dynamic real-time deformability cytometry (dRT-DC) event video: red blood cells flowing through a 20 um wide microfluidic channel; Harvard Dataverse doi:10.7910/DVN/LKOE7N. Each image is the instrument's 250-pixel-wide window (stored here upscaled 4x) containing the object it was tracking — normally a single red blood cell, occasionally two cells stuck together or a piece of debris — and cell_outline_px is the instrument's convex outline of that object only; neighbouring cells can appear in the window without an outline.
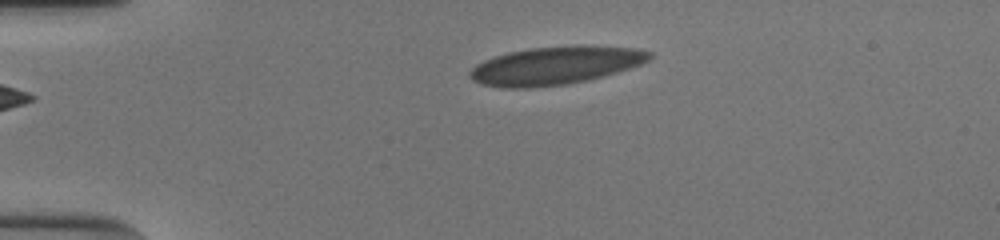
{"species": "human", "species_latin": "Homo sapiens", "temperature_condition": "cold", "stored_images_in_passage": 42, "camera_frame_rate_fps": 3000, "um_per_image_px": 0.085, "donor": {"sex": "male"}, "frame": {"image": 1, "passage_image": 1, "time_ms": 0.0, "image_size_px": [1000, 240], "cell_outline_px": [[652, 56], [648, 60], [640, 64], [604, 76], [588, 80], [568, 84], [528, 88], [504, 88], [480, 84], [472, 80], [468, 76], [468, 72], [476, 64], [484, 60], [508, 52], [532, 48], [576, 44], [588, 44], [636, 48], [652, 52]], "centroid_in_image_um": [47.21, 5.56], "position_along_channel_um": 37.8, "area_um2": 40.29}}
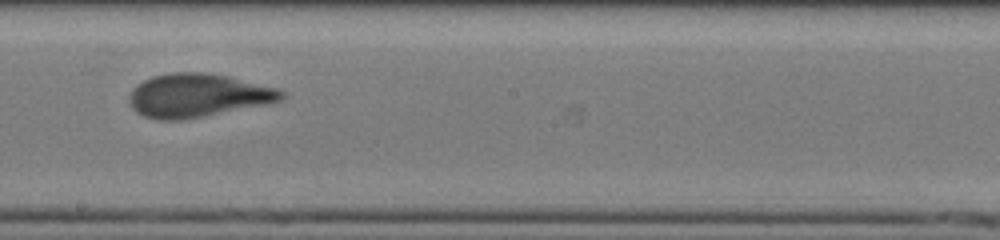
{"frame": {"image": 2, "passage_image": 20, "time_ms": 6.333, "image_size_px": [1000, 240], "cell_outline_px": [[284, 96], [280, 100], [264, 104], [184, 120], [156, 120], [144, 116], [136, 112], [132, 108], [128, 100], [128, 96], [132, 88], [136, 84], [152, 76], [172, 72], [204, 72], [228, 76], [280, 88], [284, 92]], "centroid_in_image_um": [16.76, 8.1], "position_along_channel_um": 231.4, "area_um2": 38.67}}
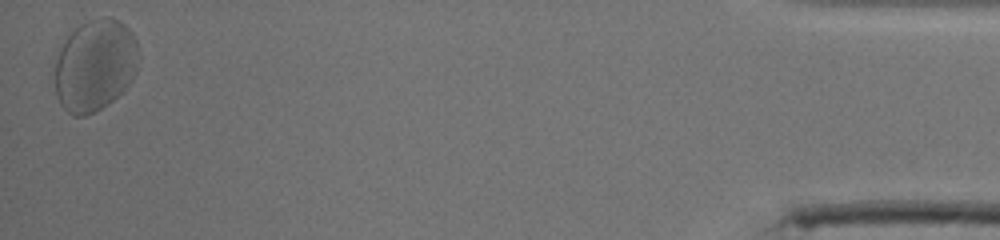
{"frame": {"image": 3, "passage_image": 42, "time_ms": 13.667, "image_size_px": [1000, 240], "cell_outline_px": [[136, 72], [132, 80], [108, 104], [84, 116], [72, 116], [60, 104], [56, 96], [56, 60], [60, 48], [68, 36], [80, 24], [88, 20], [104, 16], [112, 16], [124, 24], [132, 32], [136, 40]], "centroid_in_image_um": [8.06, 5.53], "position_along_channel_um": 427.1, "area_um2": 44.45}, "authors_computed_cell_mechanics": {"area_um2": 38.8416, "velocity_mm_per_s": 3.7911, "shape_relaxation_time_tau1_ms": 3.917, "shape_relaxation_time_tau2_ms": null, "deformation_change_tau1": 0.1471, "deformation_change_tau2": null}}